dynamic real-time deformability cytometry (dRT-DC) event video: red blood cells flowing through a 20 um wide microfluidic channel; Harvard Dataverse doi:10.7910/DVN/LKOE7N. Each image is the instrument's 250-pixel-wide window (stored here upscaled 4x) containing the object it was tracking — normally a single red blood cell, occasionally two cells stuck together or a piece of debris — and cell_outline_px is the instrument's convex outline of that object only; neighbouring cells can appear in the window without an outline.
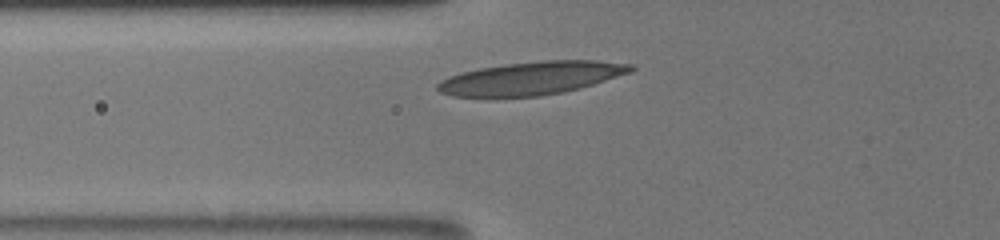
{"species": "human", "species_latin": "Homo sapiens", "temperature_condition": "room temperature", "stored_images_in_passage": 15, "camera_frame_rate_fps": 3000, "um_per_image_px": 0.085, "donor": {"sex": "male"}, "frame": {"image": 1, "passage_image": 3, "time_ms": 1.333, "image_size_px": [1000, 240], "cell_outline_px": [[636, 68], [632, 72], [580, 88], [540, 96], [492, 100], [488, 100], [452, 96], [440, 92], [436, 88], [436, 84], [440, 80], [448, 76], [460, 72], [480, 68], [504, 64], [540, 60], [596, 60], [636, 64]], "centroid_in_image_um": [45.08, 6.68], "position_along_channel_um": 80.7, "area_um2": 38.61}}
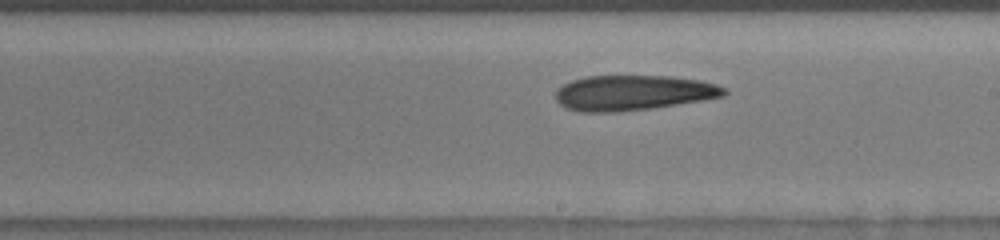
{"frame": {"image": 2, "passage_image": 11, "time_ms": 5.333, "image_size_px": [1000, 240], "cell_outline_px": [[728, 92], [724, 96], [652, 108], [616, 112], [580, 112], [564, 108], [556, 100], [556, 88], [572, 80], [588, 76], [668, 76], [700, 80], [716, 84], [728, 88]], "centroid_in_image_um": [53.8, 7.89], "position_along_channel_um": 235.2, "area_um2": 34.62}}
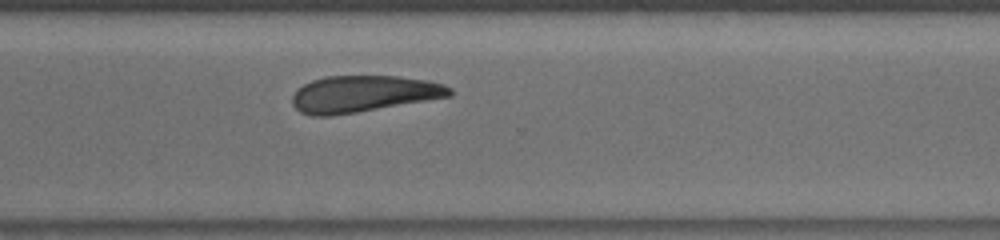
{"frame": {"image": 3, "passage_image": 15, "time_ms": 8.0, "image_size_px": [1000, 240], "cell_outline_px": [[452, 96], [332, 116], [312, 116], [300, 112], [292, 104], [292, 96], [304, 84], [312, 80], [328, 76], [400, 76], [428, 80], [444, 84], [452, 88]], "centroid_in_image_um": [30.9, 7.98], "position_along_channel_um": 339.7, "area_um2": 33.47}}